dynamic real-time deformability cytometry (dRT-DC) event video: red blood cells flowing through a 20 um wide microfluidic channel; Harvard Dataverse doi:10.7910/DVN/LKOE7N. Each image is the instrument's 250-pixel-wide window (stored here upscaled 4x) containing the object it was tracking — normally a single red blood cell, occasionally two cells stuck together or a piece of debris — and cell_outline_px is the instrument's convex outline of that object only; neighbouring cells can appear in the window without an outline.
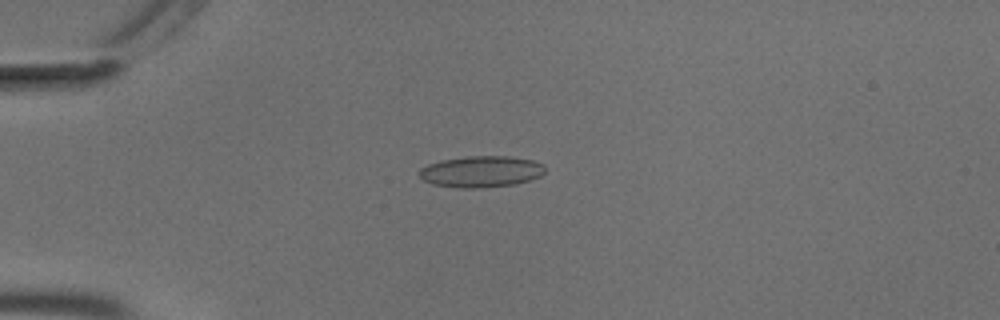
{"species": "common noctule bat (a hibernating species)", "species_latin": "Nyctalus noctula", "temperature_condition": "cold", "stored_images_in_passage": 55, "camera_frame_rate_fps": 3000, "um_per_image_px": 0.085, "animal": {"sex": "male", "body_mass_g": 18.8}, "frame": {"image": 1, "passage_image": 15, "time_ms": 4.667, "image_size_px": [1000, 320], "cell_outline_px": [[544, 172], [540, 176], [516, 184], [476, 188], [460, 188], [432, 184], [424, 180], [420, 176], [420, 168], [428, 164], [440, 160], [468, 156], [508, 156], [532, 160], [544, 164]], "centroid_in_image_um": [40.89, 14.58], "position_along_channel_um": 44.1, "area_um2": 22.89}}
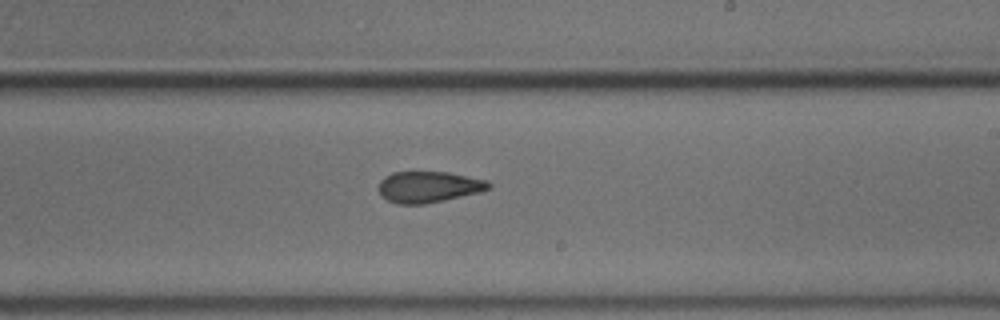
{"frame": {"image": 2, "passage_image": 34, "time_ms": 11.0, "image_size_px": [1000, 320], "cell_outline_px": [[492, 188], [480, 192], [444, 200], [424, 204], [396, 204], [380, 196], [376, 188], [380, 180], [384, 176], [392, 172], [448, 172], [488, 180], [492, 184]], "centroid_in_image_um": [36.4, 15.88], "position_along_channel_um": 252.6, "area_um2": 20.35}}
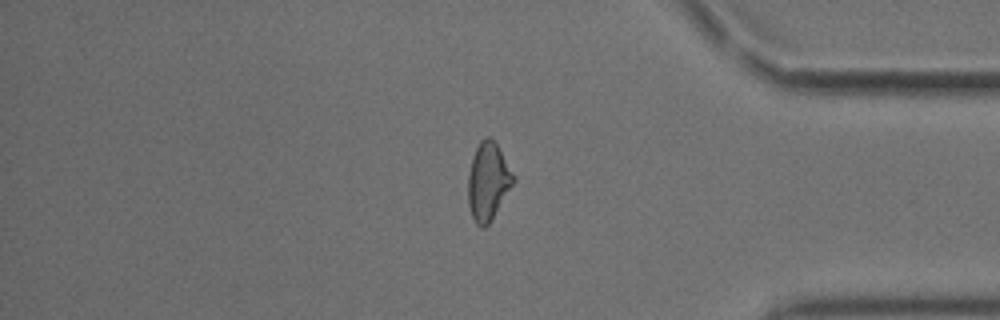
{"frame": {"image": 3, "passage_image": 47, "time_ms": 15.333, "image_size_px": [1000, 320], "cell_outline_px": [[516, 180], [492, 220], [484, 228], [480, 228], [476, 224], [472, 216], [468, 204], [468, 176], [472, 156], [480, 140], [484, 136], [488, 136], [496, 144], [516, 176]], "centroid_in_image_um": [41.49, 15.44], "position_along_channel_um": 393.7, "area_um2": 20.69}, "authors_computed_cell_mechanics": {"area_um2": 21.0392, "velocity_mm_per_s": 3.6965, "shape_relaxation_time_tau1_ms": 6.5188, "shape_relaxation_time_tau2_ms": 2.9679, "deformation_change_tau1": 0.1348, "deformation_change_tau2": 0.1117}}